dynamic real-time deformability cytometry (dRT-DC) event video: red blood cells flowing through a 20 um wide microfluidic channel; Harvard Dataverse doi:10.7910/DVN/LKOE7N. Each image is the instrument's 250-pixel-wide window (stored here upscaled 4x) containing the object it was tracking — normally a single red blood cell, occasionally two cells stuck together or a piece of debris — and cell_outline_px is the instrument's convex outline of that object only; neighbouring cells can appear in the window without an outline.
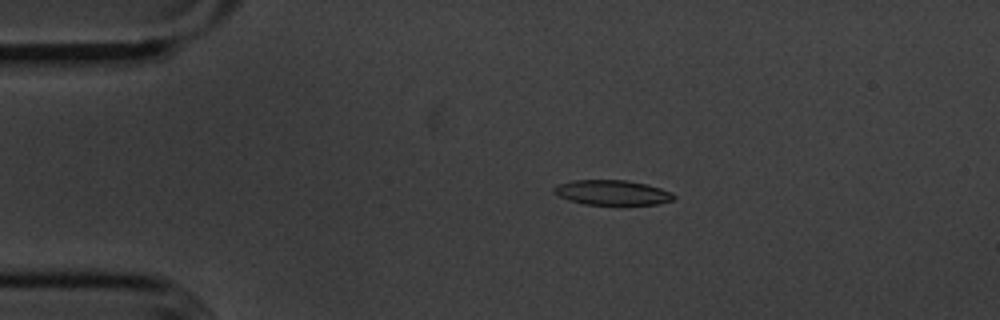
{"species": "common noctule bat (a hibernating species)", "species_latin": "Nyctalus noctula", "temperature_condition": "cold", "stored_images_in_passage": 51, "camera_frame_rate_fps": 3000, "um_per_image_px": 0.085, "animal": {"sex": "male", "body_mass_g": 20.1, "forearm_length_mm": 53.5}, "frame": {"image": 1, "passage_image": 7, "time_ms": 2.0, "image_size_px": [1000, 320], "cell_outline_px": [[676, 196], [672, 200], [660, 204], [584, 204], [568, 200], [552, 192], [552, 188], [556, 184], [572, 180], [624, 180], [644, 184], [660, 188], [672, 192]], "centroid_in_image_um": [51.99, 16.36], "position_along_channel_um": 33.0, "area_um2": 17.34}}
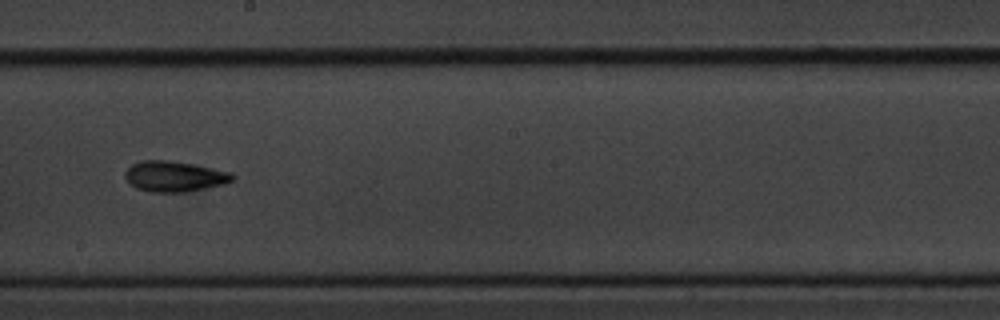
{"frame": {"image": 2, "passage_image": 27, "time_ms": 8.667, "image_size_px": [1000, 320], "cell_outline_px": [[236, 176], [232, 180], [224, 184], [184, 192], [152, 192], [136, 188], [124, 176], [124, 172], [132, 164], [144, 160], [168, 160], [192, 164], [232, 172]], "centroid_in_image_um": [14.83, 14.99], "position_along_channel_um": 233.4, "area_um2": 18.96}}
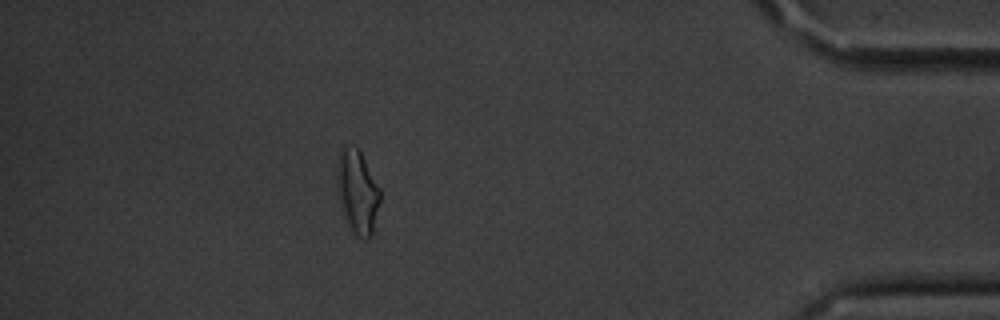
{"frame": {"image": 3, "passage_image": 45, "time_ms": 14.667, "image_size_px": [1000, 320], "cell_outline_px": [[380, 200], [372, 236], [368, 240], [364, 240], [356, 236], [348, 228], [340, 208], [336, 188], [336, 164], [340, 152], [344, 144], [356, 148], [360, 152], [380, 188]], "centroid_in_image_um": [30.34, 16.36], "position_along_channel_um": 404.9, "area_um2": 21.5}, "authors_computed_cell_mechanics": {"area_um2": 18.3804, "velocity_mm_per_s": 3.6182, "shape_relaxation_time_tau1_ms": 2.6722, "shape_relaxation_time_tau2_ms": 5.5567, "deformation_change_tau1": 0.1271, "deformation_change_tau2": 0.1146}}